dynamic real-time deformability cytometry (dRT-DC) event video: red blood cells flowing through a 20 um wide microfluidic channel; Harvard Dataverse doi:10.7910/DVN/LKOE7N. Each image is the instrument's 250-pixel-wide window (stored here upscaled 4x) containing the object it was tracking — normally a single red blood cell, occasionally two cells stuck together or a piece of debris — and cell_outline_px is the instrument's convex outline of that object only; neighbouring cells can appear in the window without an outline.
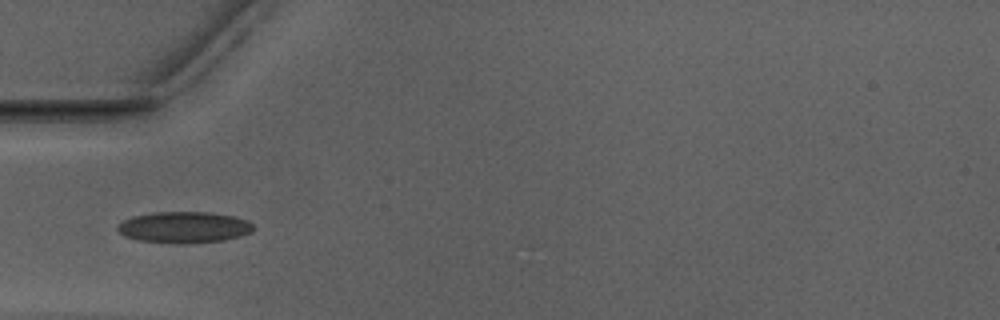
{"species": "Egyptian fruit bat (a non-hibernating species)", "species_latin": "Rousettus aegyptiacus", "temperature_condition": "warm", "stored_images_in_passage": 52, "camera_frame_rate_fps": 3000, "um_per_image_px": 0.085, "animal": {"sex": "male"}, "frame": {"image": 1, "passage_image": 17, "time_ms": 5.333, "image_size_px": [1000, 320], "cell_outline_px": [[252, 232], [240, 236], [224, 240], [188, 244], [172, 244], [140, 240], [124, 236], [116, 228], [116, 224], [132, 216], [152, 212], [212, 212], [232, 216], [248, 220], [252, 224]], "centroid_in_image_um": [15.62, 19.32], "position_along_channel_um": 69.4, "area_um2": 25.03}}
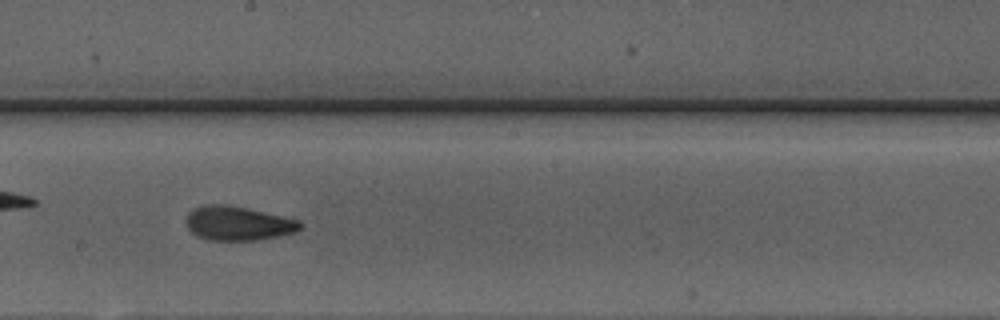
{"frame": {"image": 2, "passage_image": 29, "time_ms": 9.333, "image_size_px": [1000, 320], "cell_outline_px": [[304, 224], [296, 232], [280, 236], [256, 240], [208, 240], [192, 232], [188, 228], [184, 220], [188, 212], [204, 204], [224, 204], [284, 216], [300, 220]], "centroid_in_image_um": [20.24, 18.98], "position_along_channel_um": 228.0, "area_um2": 22.72}}
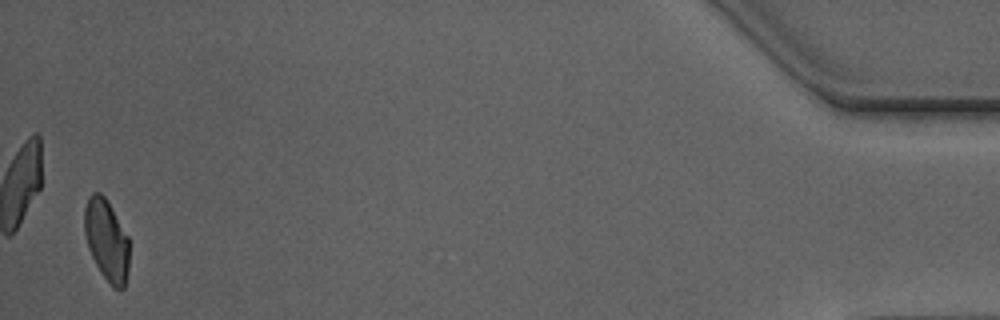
{"frame": {"image": 3, "passage_image": 51, "time_ms": 16.667, "image_size_px": [1000, 320], "cell_outline_px": [[128, 272], [124, 288], [116, 288], [100, 272], [88, 248], [84, 232], [84, 208], [88, 196], [92, 192], [100, 192], [108, 200], [128, 236]], "centroid_in_image_um": [9.04, 20.35], "position_along_channel_um": 426.2, "area_um2": 21.21}, "authors_computed_cell_mechanics": {"area_um2": 22.1952, "velocity_mm_per_s": 3.9633, "shape_relaxation_time_tau1_ms": null, "shape_relaxation_time_tau2_ms": 1.8377, "deformation_change_tau1": null, "deformation_change_tau2": 0.0644}}